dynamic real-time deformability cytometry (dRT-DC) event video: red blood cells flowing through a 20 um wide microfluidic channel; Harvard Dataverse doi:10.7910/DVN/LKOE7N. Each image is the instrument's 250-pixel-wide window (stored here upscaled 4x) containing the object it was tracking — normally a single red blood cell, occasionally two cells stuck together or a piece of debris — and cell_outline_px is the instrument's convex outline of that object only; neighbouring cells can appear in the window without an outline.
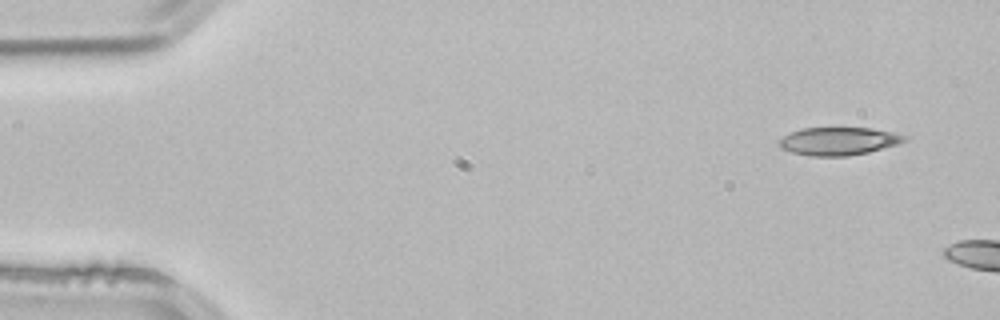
{"species": "common noctule bat (a hibernating species)", "species_latin": "Nyctalus noctula", "temperature_condition": "room temperature", "stored_images_in_passage": 3, "camera_frame_rate_fps": 3000, "um_per_image_px": 0.085, "animal": {"sex": "male", "body_mass_g": 21.5, "forearm_length_mm": 52.0}, "frame": {"image": 1, "passage_image": 1, "time_ms": 0.0, "image_size_px": [1000, 320], "cell_outline_px": [[908, 140], [896, 144], [868, 152], [848, 156], [808, 156], [792, 152], [780, 148], [776, 140], [800, 128], [872, 128], [892, 132], [904, 136]], "centroid_in_image_um": [71.21, 12.0], "position_along_channel_um": 13.8, "area_um2": 20.35}}